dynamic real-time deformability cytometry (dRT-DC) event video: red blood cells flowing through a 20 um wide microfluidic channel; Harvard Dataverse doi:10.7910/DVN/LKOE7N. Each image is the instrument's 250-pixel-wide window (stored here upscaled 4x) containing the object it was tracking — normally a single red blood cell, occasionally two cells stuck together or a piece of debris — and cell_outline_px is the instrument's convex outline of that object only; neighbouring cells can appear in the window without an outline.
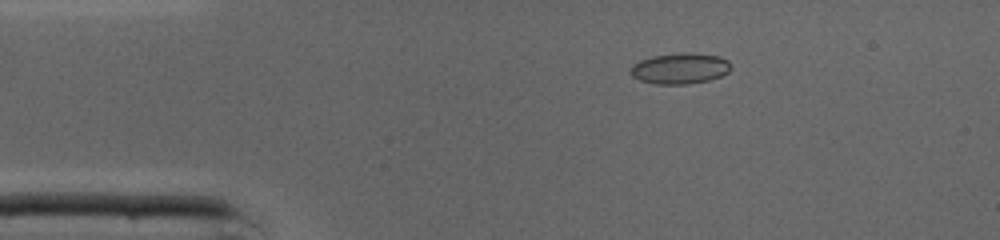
{"species": "common noctule bat (a hibernating species)", "species_latin": "Nyctalus noctula", "temperature_condition": "cold", "stored_images_in_passage": 39, "camera_frame_rate_fps": 3000, "um_per_image_px": 0.085, "animal": {"sex": "male", "body_mass_g": 19.0, "forearm_length_mm": 50.8}, "frame": {"image": 1, "passage_image": 1, "time_ms": 0.0, "image_size_px": [1000, 240], "cell_outline_px": [[732, 68], [728, 72], [720, 76], [708, 80], [688, 84], [656, 84], [640, 80], [632, 76], [632, 64], [640, 60], [652, 56], [684, 52], [688, 52], [720, 56], [728, 60]], "centroid_in_image_um": [57.82, 5.81], "position_along_channel_um": 27.2, "area_um2": 18.03}}
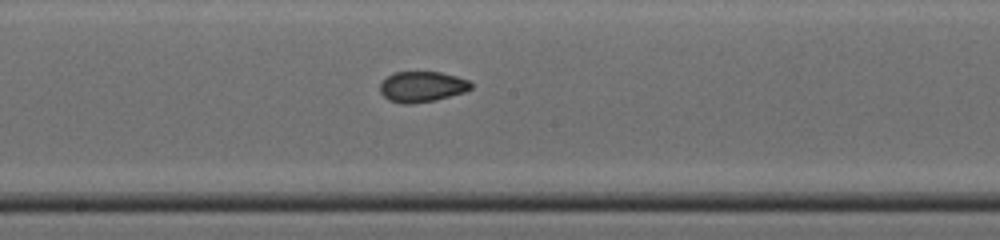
{"frame": {"image": 2, "passage_image": 17, "time_ms": 5.333, "image_size_px": [1000, 240], "cell_outline_px": [[472, 88], [464, 92], [436, 100], [408, 104], [404, 104], [388, 100], [380, 92], [380, 84], [392, 72], [440, 72], [456, 76], [468, 80], [472, 84]], "centroid_in_image_um": [35.87, 7.37], "position_along_channel_um": 212.3, "area_um2": 16.18}}
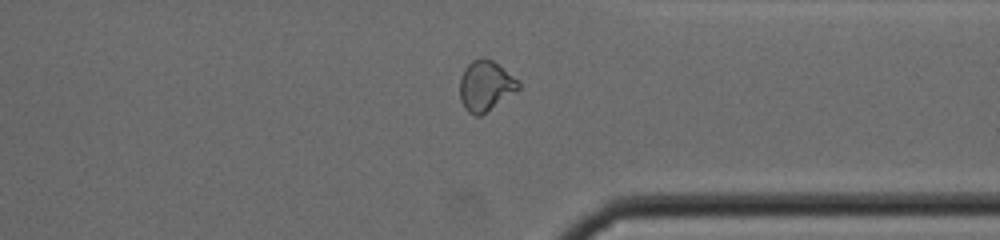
{"frame": {"image": 3, "passage_image": 28, "time_ms": 9.0, "image_size_px": [1000, 240], "cell_outline_px": [[520, 88], [480, 116], [476, 116], [468, 112], [464, 108], [460, 100], [460, 76], [464, 68], [472, 60], [484, 56], [492, 60], [520, 80]], "centroid_in_image_um": [41.26, 7.27], "position_along_channel_um": 370.1, "area_um2": 17.28}, "authors_computed_cell_mechanics": {"area_um2": 17.051, "velocity_mm_per_s": 4.3737, "shape_relaxation_time_tau1_ms": null, "shape_relaxation_time_tau2_ms": 0.9981, "deformation_change_tau1": null, "deformation_change_tau2": 0.0466}}